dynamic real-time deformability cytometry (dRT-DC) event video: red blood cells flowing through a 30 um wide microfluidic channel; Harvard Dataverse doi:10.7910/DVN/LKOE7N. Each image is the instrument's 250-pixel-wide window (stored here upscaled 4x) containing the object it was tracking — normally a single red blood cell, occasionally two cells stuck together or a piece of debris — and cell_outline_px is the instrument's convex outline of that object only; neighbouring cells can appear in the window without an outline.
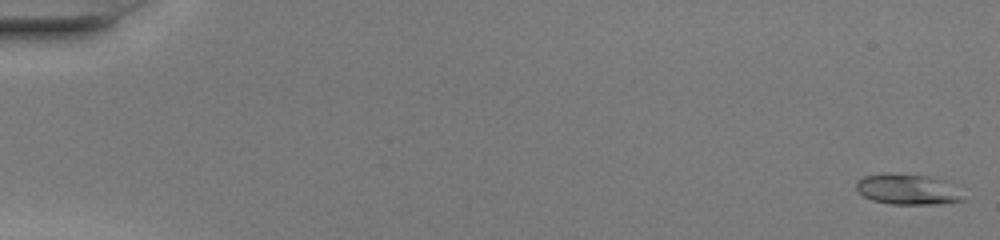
{"species": "common noctule bat (a hibernating species)", "species_latin": "Nyctalus noctula", "temperature_condition": "warm", "stored_images_in_passage": 50, "camera_frame_rate_fps": 3000, "um_per_image_px": 0.085, "animal": {"sex": "female", "body_mass_g": 20.0, "forearm_length_mm": 54.0}, "frame": {"image": 1, "passage_image": 1, "time_ms": 0.0, "image_size_px": [1000, 240], "cell_outline_px": [[964, 200], [940, 204], [892, 204], [872, 200], [864, 196], [856, 188], [856, 180], [864, 176], [888, 172], [892, 172], [928, 176], [940, 180]], "centroid_in_image_um": [76.98, 16.08], "position_along_channel_um": 8.0, "area_um2": 18.44}}
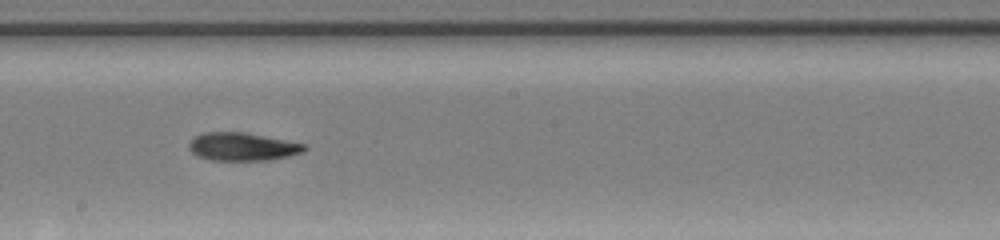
{"frame": {"image": 2, "passage_image": 29, "time_ms": 9.333, "image_size_px": [1000, 240], "cell_outline_px": [[308, 148], [304, 152], [288, 156], [268, 160], [208, 160], [196, 156], [188, 148], [188, 144], [196, 136], [204, 132], [244, 132], [308, 144]], "centroid_in_image_um": [20.63, 12.47], "position_along_channel_um": 227.6, "area_um2": 19.02}}
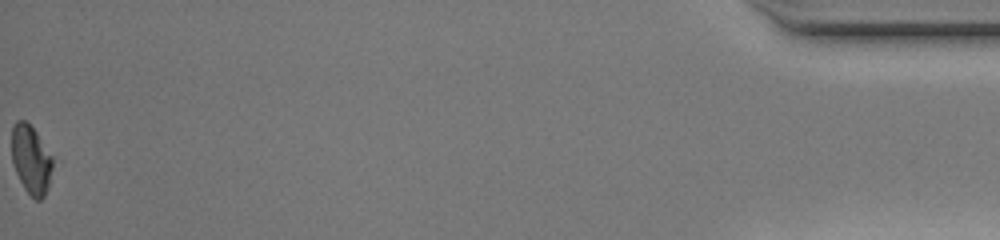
{"frame": {"image": 3, "passage_image": 50, "time_ms": 16.333, "image_size_px": [1000, 240], "cell_outline_px": [[52, 168], [48, 188], [44, 196], [40, 200], [36, 200], [24, 188], [12, 164], [12, 124], [16, 120], [24, 120], [36, 132], [52, 156]], "centroid_in_image_um": [2.62, 13.56], "position_along_channel_um": 432.6, "area_um2": 16.24}, "authors_computed_cell_mechanics": {"area_um2": 18.9006, "velocity_mm_per_s": 4.25, "shape_relaxation_time_tau1_ms": 3.9348, "shape_relaxation_time_tau2_ms": 3.2133, "deformation_change_tau1": 0.1735, "deformation_change_tau2": 0.0872}}